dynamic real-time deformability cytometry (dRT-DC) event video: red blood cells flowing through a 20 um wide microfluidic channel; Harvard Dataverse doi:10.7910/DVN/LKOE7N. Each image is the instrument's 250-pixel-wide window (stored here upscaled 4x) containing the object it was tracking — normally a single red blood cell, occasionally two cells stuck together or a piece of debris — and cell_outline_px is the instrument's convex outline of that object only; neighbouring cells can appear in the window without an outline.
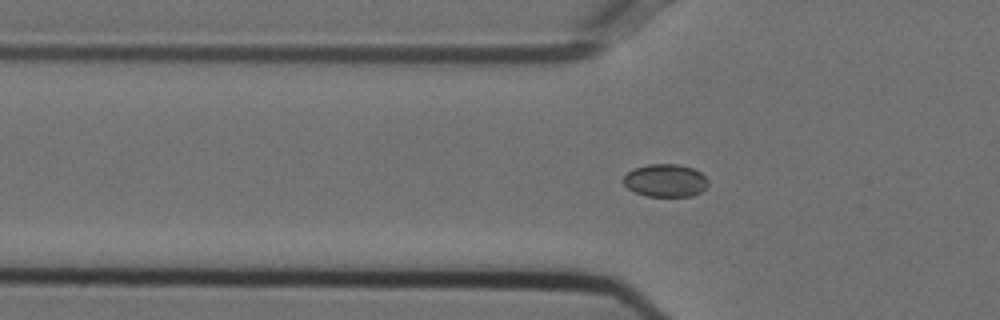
{"species": "Egyptian fruit bat (a non-hibernating species)", "species_latin": "Rousettus aegyptiacus", "temperature_condition": "cold", "stored_images_in_passage": 55, "camera_frame_rate_fps": 3000, "um_per_image_px": 0.085, "animal": {"sex": "female"}, "frame": {"image": 1, "passage_image": 18, "time_ms": 5.667, "image_size_px": [1000, 320], "cell_outline_px": [[708, 184], [700, 192], [692, 196], [648, 196], [636, 192], [628, 188], [624, 184], [624, 176], [628, 172], [636, 168], [648, 164], [676, 164], [692, 168], [700, 172], [708, 180]], "centroid_in_image_um": [56.57, 15.34], "position_along_channel_um": 69.2, "area_um2": 15.95}}
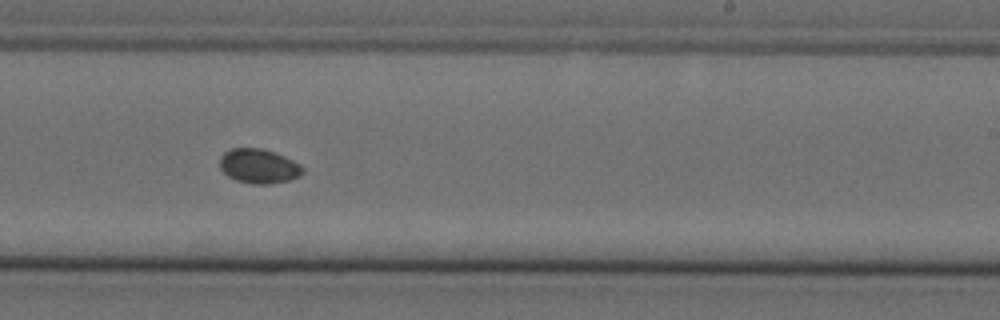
{"frame": {"image": 2, "passage_image": 34, "time_ms": 11.0, "image_size_px": [1000, 320], "cell_outline_px": [[304, 172], [300, 176], [288, 180], [268, 184], [252, 184], [236, 180], [228, 176], [220, 168], [220, 156], [224, 152], [232, 148], [260, 148], [284, 156], [300, 164], [304, 168]], "centroid_in_image_um": [21.99, 14.12], "position_along_channel_um": 267.0, "area_um2": 16.59}}
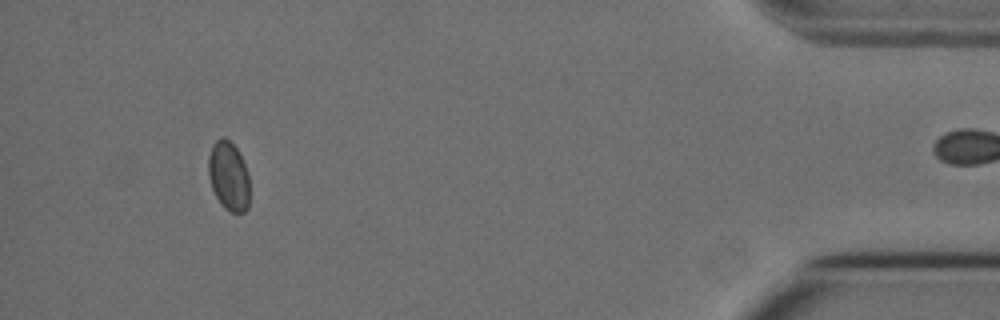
{"frame": {"image": 3, "passage_image": 51, "time_ms": 16.667, "image_size_px": [1000, 320], "cell_outline_px": [[248, 208], [244, 212], [232, 212], [224, 208], [220, 204], [212, 188], [208, 176], [208, 156], [212, 144], [220, 136], [224, 136], [236, 148], [248, 172]], "centroid_in_image_um": [19.4, 14.95], "position_along_channel_um": 415.8, "area_um2": 16.59}}